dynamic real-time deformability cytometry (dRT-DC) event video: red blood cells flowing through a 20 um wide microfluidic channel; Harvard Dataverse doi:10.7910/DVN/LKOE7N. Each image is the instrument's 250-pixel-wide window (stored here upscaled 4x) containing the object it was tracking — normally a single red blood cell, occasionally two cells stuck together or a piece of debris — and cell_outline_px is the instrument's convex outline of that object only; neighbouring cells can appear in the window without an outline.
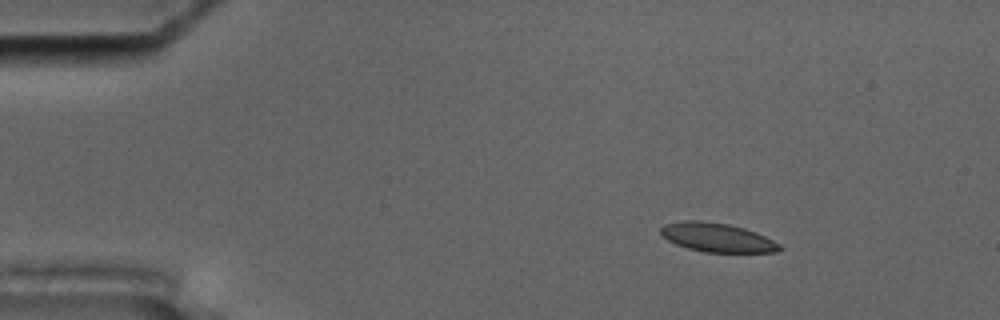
{"species": "common noctule bat (a hibernating species)", "species_latin": "Nyctalus noctula", "temperature_condition": "cold", "stored_images_in_passage": 57, "camera_frame_rate_fps": 3000, "um_per_image_px": 0.085, "animal": {"sex": "male", "body_mass_g": 17.5, "forearm_length_mm": 52.3}, "frame": {"image": 1, "passage_image": 9, "time_ms": 2.667, "image_size_px": [1000, 320], "cell_outline_px": [[780, 252], [704, 252], [688, 248], [676, 244], [660, 236], [660, 228], [664, 224], [684, 220], [700, 220], [728, 224], [744, 228], [756, 232], [780, 244]], "centroid_in_image_um": [60.91, 20.18], "position_along_channel_um": 24.1, "area_um2": 20.06}}
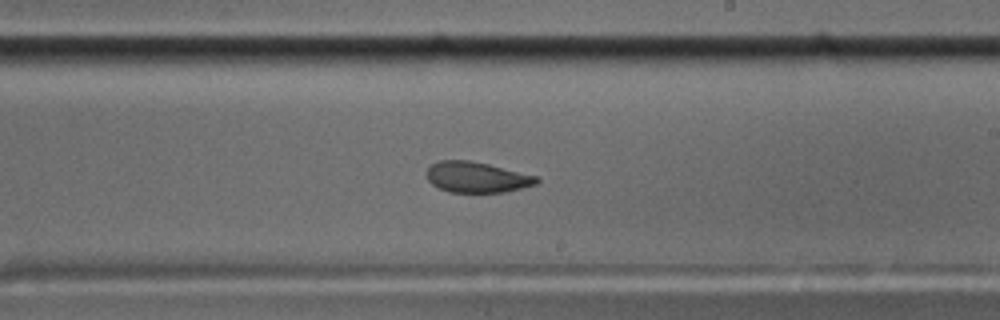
{"frame": {"image": 2, "passage_image": 34, "time_ms": 11.0, "image_size_px": [1000, 320], "cell_outline_px": [[540, 180], [536, 184], [504, 192], [448, 192], [432, 184], [428, 180], [424, 172], [432, 164], [440, 160], [468, 160], [488, 164], [536, 176]], "centroid_in_image_um": [40.48, 15.06], "position_along_channel_um": 248.5, "area_um2": 19.54}}
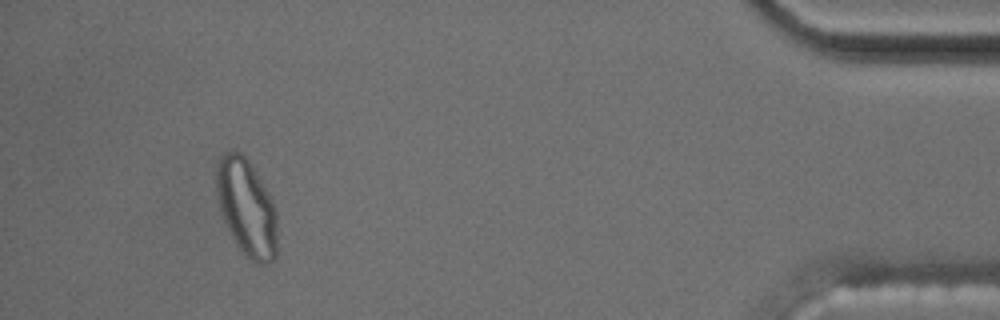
{"frame": {"image": 3, "passage_image": 53, "time_ms": 17.333, "image_size_px": [1000, 320], "cell_outline_px": [[276, 256], [272, 260], [264, 264], [260, 264], [252, 260], [236, 244], [228, 232], [220, 212], [216, 196], [216, 160], [224, 152], [232, 148], [240, 152], [248, 160], [268, 192], [276, 208]], "centroid_in_image_um": [20.92, 17.59], "position_along_channel_um": 414.3, "area_um2": 34.62}, "authors_computed_cell_mechanics": {"area_um2": 20.7502, "velocity_mm_per_s": 3.6038, "shape_relaxation_time_tau1_ms": null, "shape_relaxation_time_tau2_ms": 2.1636, "deformation_change_tau1": null, "deformation_change_tau2": 0.0574}}